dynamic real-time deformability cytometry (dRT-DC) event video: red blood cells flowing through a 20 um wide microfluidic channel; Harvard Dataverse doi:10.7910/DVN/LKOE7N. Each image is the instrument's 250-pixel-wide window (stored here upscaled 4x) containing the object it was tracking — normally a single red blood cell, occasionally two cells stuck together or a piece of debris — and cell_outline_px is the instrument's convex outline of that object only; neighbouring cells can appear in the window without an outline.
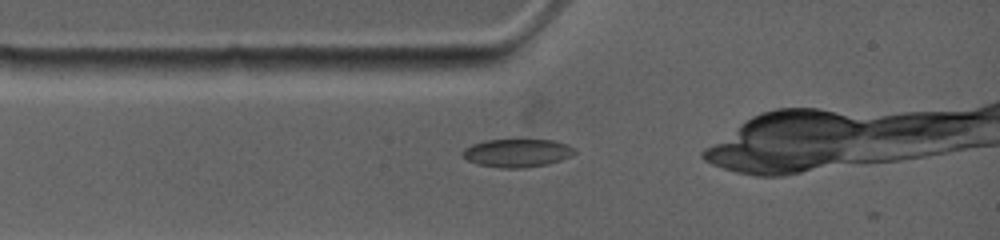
{"species": "common noctule bat (a hibernating species)", "species_latin": "Nyctalus noctula", "temperature_condition": "warm", "stored_images_in_passage": 3, "camera_frame_rate_fps": 4500, "um_per_image_px": 0.085, "animal": {"sex": "female", "body_mass_g": 19.0, "forearm_length_mm": 53.3}, "frame": {"image": 1, "passage_image": 2, "time_ms": 0.889, "image_size_px": [1000, 240], "cell_outline_px": [[576, 152], [560, 160], [548, 164], [524, 168], [500, 168], [476, 164], [460, 156], [460, 152], [464, 148], [472, 144], [484, 140], [556, 140], [568, 144], [576, 148]], "centroid_in_image_um": [43.92, 13.0], "position_along_channel_um": 41.1, "area_um2": 18.61}}